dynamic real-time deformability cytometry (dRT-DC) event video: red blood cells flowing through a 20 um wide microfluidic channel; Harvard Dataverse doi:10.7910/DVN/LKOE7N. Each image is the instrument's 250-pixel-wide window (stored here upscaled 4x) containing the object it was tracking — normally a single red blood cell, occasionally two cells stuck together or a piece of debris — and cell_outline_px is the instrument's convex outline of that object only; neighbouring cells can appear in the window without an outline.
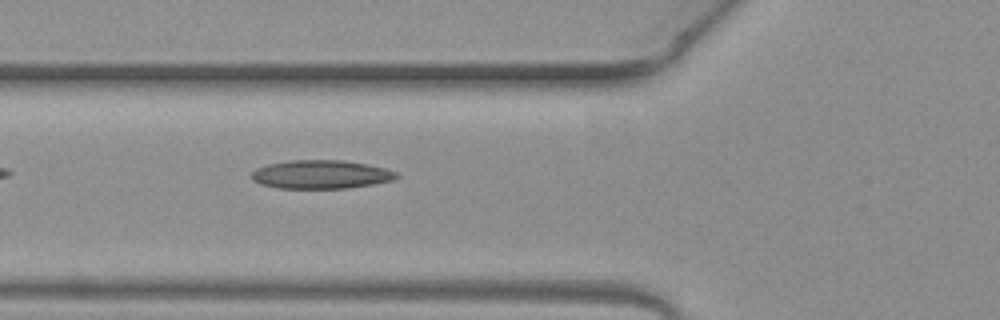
{"species": "common noctule bat (a hibernating species)", "species_latin": "Nyctalus noctula", "temperature_condition": "warm", "stored_images_in_passage": 2, "camera_frame_rate_fps": 3000, "um_per_image_px": 0.085, "animal": {"sex": "female", "body_mass_g": 19.3, "forearm_length_mm": 54.1}, "frame": {"image": 1, "passage_image": 2, "time_ms": 0.333, "image_size_px": [1000, 320], "cell_outline_px": [[400, 176], [392, 180], [372, 184], [348, 188], [280, 188], [260, 184], [252, 180], [252, 172], [256, 168], [268, 164], [288, 160], [344, 160], [368, 164], [384, 168], [396, 172]], "centroid_in_image_um": [27.27, 14.82], "position_along_channel_um": 98.5, "area_um2": 24.1}}